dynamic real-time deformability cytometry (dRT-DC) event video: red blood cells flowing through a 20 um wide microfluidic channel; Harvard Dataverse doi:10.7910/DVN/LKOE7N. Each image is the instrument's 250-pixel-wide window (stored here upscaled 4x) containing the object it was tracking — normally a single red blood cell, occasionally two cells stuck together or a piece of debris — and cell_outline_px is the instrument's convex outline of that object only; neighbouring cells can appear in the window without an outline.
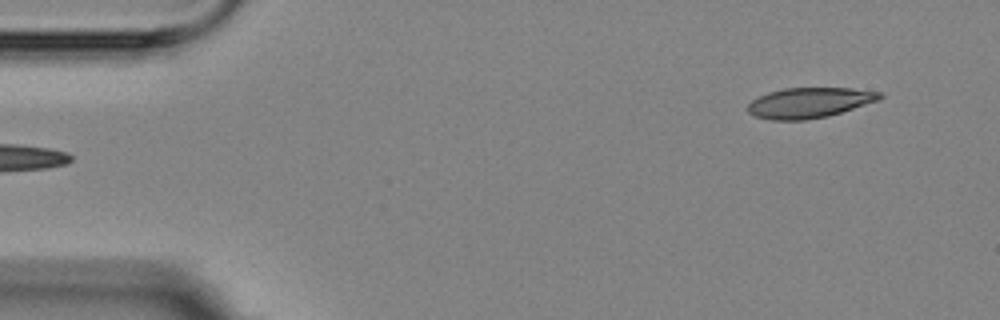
{"species": "Egyptian fruit bat (a non-hibernating species)", "species_latin": "Rousettus aegyptiacus", "temperature_condition": "room temperature", "stored_images_in_passage": 6, "segment_of_instrument_passage": [2, 2], "camera_frame_rate_fps": 3000, "um_per_image_px": 0.085, "animal": {"sex": "female"}, "frame": {"image": 1, "passage_image": 6, "time_ms": 5.667, "image_size_px": [1000, 320], "cell_outline_px": [[884, 96], [880, 100], [828, 116], [804, 120], [768, 120], [756, 116], [748, 112], [748, 104], [752, 100], [768, 92], [784, 88], [852, 88], [880, 92]], "centroid_in_image_um": [68.8, 8.73], "position_along_channel_um": 16.2, "area_um2": 23.29}}